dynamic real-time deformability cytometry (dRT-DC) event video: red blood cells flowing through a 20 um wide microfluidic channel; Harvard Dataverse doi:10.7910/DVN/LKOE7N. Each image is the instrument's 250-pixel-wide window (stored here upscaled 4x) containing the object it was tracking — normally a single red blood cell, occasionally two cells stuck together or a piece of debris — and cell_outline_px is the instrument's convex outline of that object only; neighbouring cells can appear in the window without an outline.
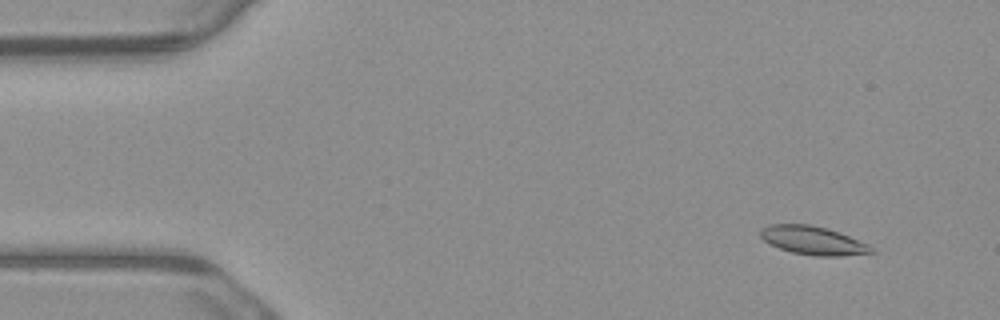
{"species": "common noctule bat (a hibernating species)", "species_latin": "Nyctalus noctula", "temperature_condition": "warm", "stored_images_in_passage": 5, "camera_frame_rate_fps": 3000, "um_per_image_px": 0.085, "animal": {"sex": "male", "body_mass_g": 23.1, "forearm_length_mm": 52.7}, "frame": {"image": 1, "passage_image": 1, "time_ms": 0.0, "image_size_px": [1000, 320], "cell_outline_px": [[876, 252], [840, 256], [812, 256], [792, 252], [780, 248], [764, 240], [760, 236], [760, 228], [768, 224], [808, 224], [828, 228], [840, 232], [868, 244], [876, 248]], "centroid_in_image_um": [69.13, 20.43], "position_along_channel_um": 15.9, "area_um2": 18.55}}
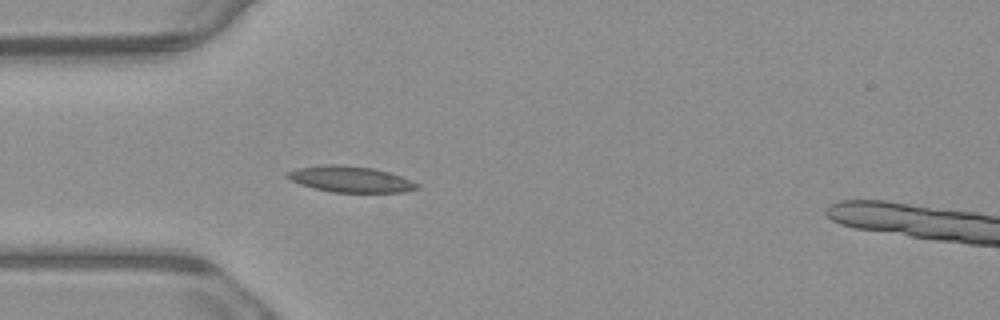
{"frame": {"image": 2, "passage_image": 4, "time_ms": 1.0, "image_size_px": [1000, 320], "cell_outline_px": [[420, 188], [400, 192], [332, 192], [312, 188], [300, 184], [284, 176], [284, 172], [296, 168], [320, 164], [344, 164], [372, 168], [388, 172], [412, 180], [420, 184]], "centroid_in_image_um": [29.73, 15.22], "position_along_channel_um": 55.3, "area_um2": 19.94}}